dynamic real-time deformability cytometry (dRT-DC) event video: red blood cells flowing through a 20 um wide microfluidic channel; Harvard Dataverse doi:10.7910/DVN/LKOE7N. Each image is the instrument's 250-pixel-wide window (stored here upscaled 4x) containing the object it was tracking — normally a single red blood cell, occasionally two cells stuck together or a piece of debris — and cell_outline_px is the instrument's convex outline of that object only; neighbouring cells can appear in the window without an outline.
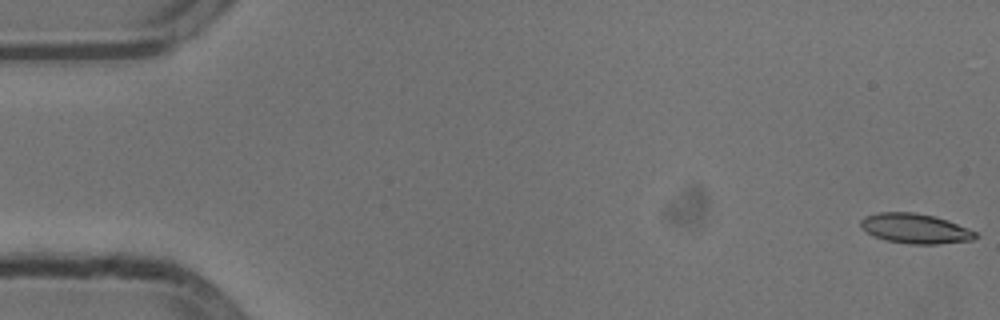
{"species": "common noctule bat (a hibernating species)", "species_latin": "Nyctalus noctula", "temperature_condition": "cold", "stored_images_in_passage": 54, "camera_frame_rate_fps": 3000, "um_per_image_px": 0.085, "animal": {"sex": "male", "body_mass_g": 13.3}, "frame": {"image": 1, "passage_image": 1, "time_ms": 0.0, "image_size_px": [1000, 320], "cell_outline_px": [[980, 236], [972, 240], [936, 244], [908, 244], [888, 240], [876, 236], [868, 232], [860, 224], [860, 220], [864, 216], [876, 212], [912, 212], [932, 216], [948, 220], [976, 232]], "centroid_in_image_um": [77.81, 19.42], "position_along_channel_um": 7.2, "area_um2": 19.77}}
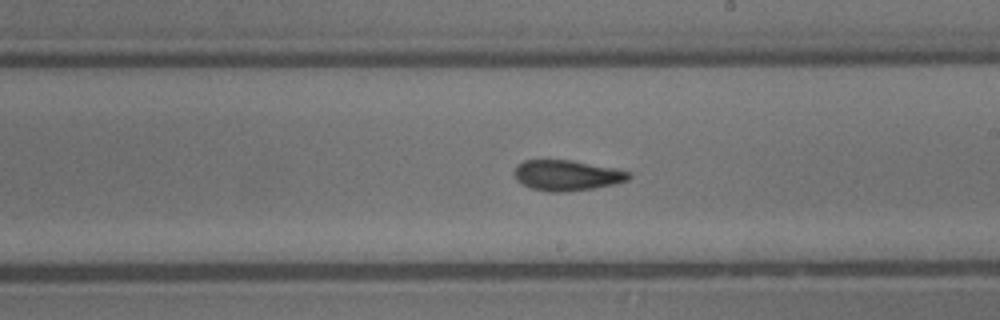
{"frame": {"image": 2, "passage_image": 31, "time_ms": 10.0, "image_size_px": [1000, 320], "cell_outline_px": [[632, 176], [628, 180], [616, 184], [592, 188], [564, 192], [548, 192], [532, 188], [520, 184], [516, 180], [512, 172], [516, 164], [524, 160], [572, 160], [612, 168], [628, 172]], "centroid_in_image_um": [48.11, 14.9], "position_along_channel_um": 240.9, "area_um2": 20.46}}
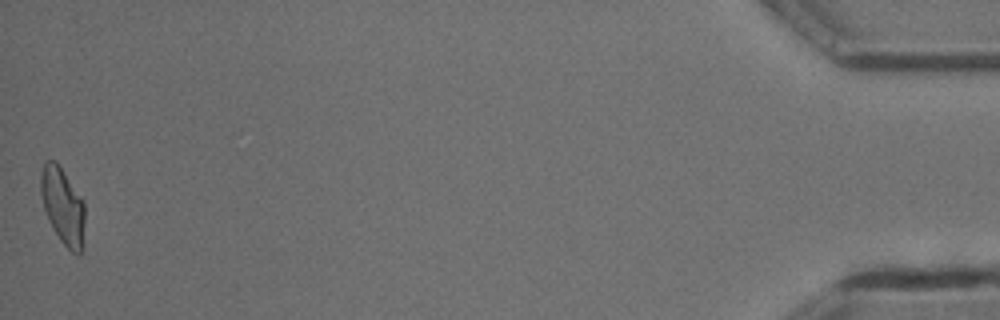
{"frame": {"image": 3, "passage_image": 54, "time_ms": 17.667, "image_size_px": [1000, 320], "cell_outline_px": [[84, 220], [80, 256], [76, 256], [60, 240], [52, 228], [44, 208], [40, 192], [40, 176], [44, 160], [56, 160], [84, 200]], "centroid_in_image_um": [5.32, 17.47], "position_along_channel_um": 429.9, "area_um2": 19.71}, "authors_computed_cell_mechanics": {"area_um2": 20.0855, "velocity_mm_per_s": 3.7974, "shape_relaxation_time_tau1_ms": 8.7187, "shape_relaxation_time_tau2_ms": 2.2554, "deformation_change_tau1": 0.1836, "deformation_change_tau2": 0.0941}}